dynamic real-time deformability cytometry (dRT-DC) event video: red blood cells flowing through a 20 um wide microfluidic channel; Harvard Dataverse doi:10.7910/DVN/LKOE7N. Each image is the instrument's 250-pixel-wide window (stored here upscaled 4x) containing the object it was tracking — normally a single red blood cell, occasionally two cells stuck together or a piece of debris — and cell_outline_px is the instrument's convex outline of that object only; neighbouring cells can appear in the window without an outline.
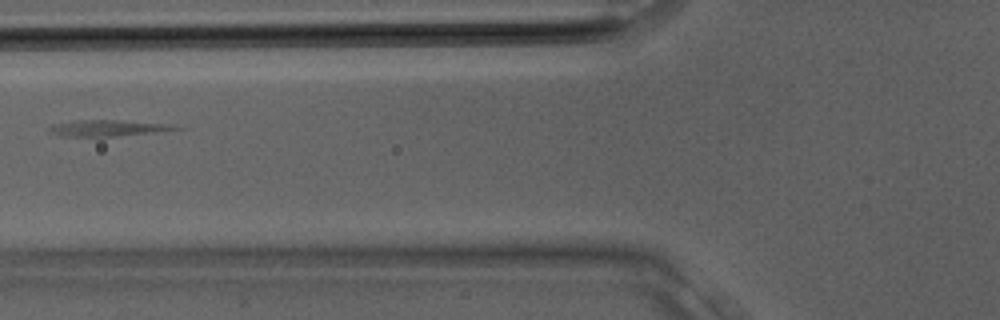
{"species": "Egyptian fruit bat (a non-hibernating species)", "species_latin": "Rousettus aegyptiacus", "temperature_condition": "room temperature", "stored_images_in_passage": 22, "camera_frame_rate_fps": 3000, "um_per_image_px": 0.085, "animal": {"sex": "male"}, "frame": {"image": 1, "passage_image": 3, "time_ms": 0.667, "image_size_px": [1000, 320], "cell_outline_px": [[184, 128], [152, 132], [116, 136], [64, 136], [48, 132], [48, 128], [52, 124], [80, 120], [112, 120], [164, 124]], "centroid_in_image_um": [9.01, 10.89], "position_along_channel_um": 116.8, "area_um2": 11.39}}
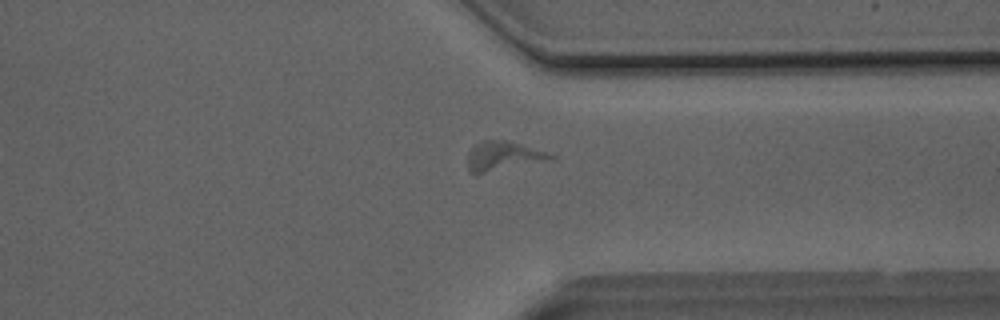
{"frame": {"image": 2, "passage_image": 15, "time_ms": 4.667, "image_size_px": [1000, 320], "cell_outline_px": [[556, 160], [476, 176], [468, 172], [468, 152], [472, 144], [484, 140], [504, 140], [520, 144], [556, 156]], "centroid_in_image_um": [42.74, 13.33], "position_along_channel_um": 368.7, "area_um2": 14.91}}
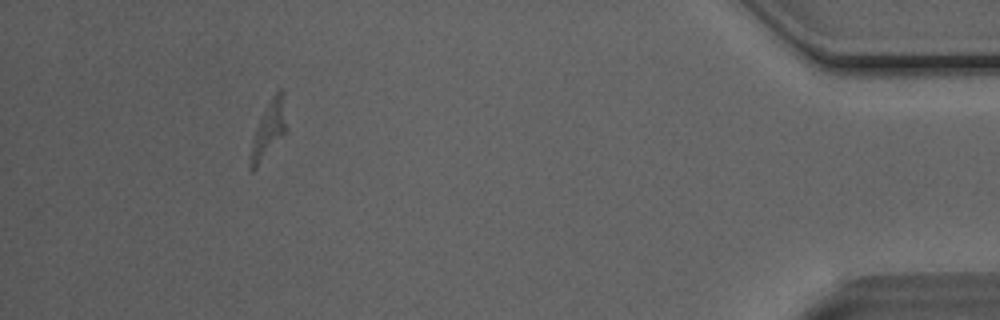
{"frame": {"image": 3, "passage_image": 20, "time_ms": 6.333, "image_size_px": [1000, 320], "cell_outline_px": [[284, 136], [256, 168], [252, 172], [248, 168], [248, 156], [252, 140], [256, 128], [272, 96], [280, 88], [284, 124]], "centroid_in_image_um": [22.72, 11.23], "position_along_channel_um": 412.5, "area_um2": 11.1}}